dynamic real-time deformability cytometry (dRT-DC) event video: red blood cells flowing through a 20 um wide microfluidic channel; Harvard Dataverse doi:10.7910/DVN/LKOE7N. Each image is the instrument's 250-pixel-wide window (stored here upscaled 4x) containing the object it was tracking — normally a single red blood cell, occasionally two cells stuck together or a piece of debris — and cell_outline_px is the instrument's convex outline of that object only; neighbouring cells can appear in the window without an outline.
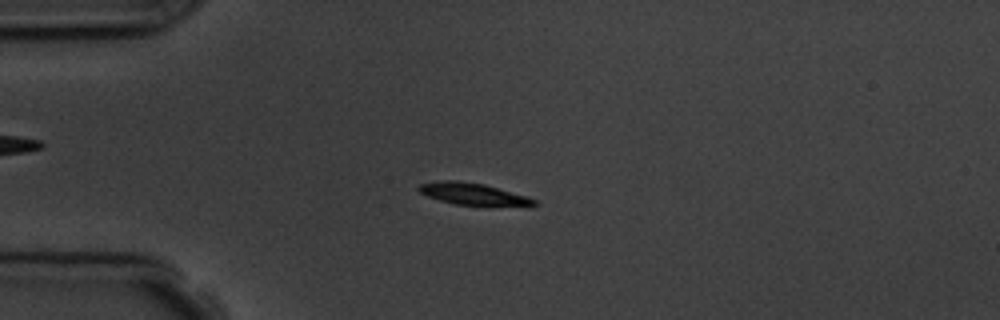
{"species": "common noctule bat (a hibernating species)", "species_latin": "Nyctalus noctula", "temperature_condition": "room temperature", "stored_images_in_passage": 8, "camera_frame_rate_fps": 3000, "um_per_image_px": 0.085, "animal": {"sex": "male", "body_mass_g": 19.5, "forearm_length_mm": 54.6}, "frame": {"image": 1, "passage_image": 3, "time_ms": 3.333, "image_size_px": [1000, 320], "cell_outline_px": [[540, 204], [456, 204], [440, 200], [428, 196], [420, 192], [416, 188], [420, 184], [444, 180], [456, 180], [484, 184], [528, 196], [536, 200]], "centroid_in_image_um": [40.13, 16.44], "position_along_channel_um": 44.9, "area_um2": 13.99}}